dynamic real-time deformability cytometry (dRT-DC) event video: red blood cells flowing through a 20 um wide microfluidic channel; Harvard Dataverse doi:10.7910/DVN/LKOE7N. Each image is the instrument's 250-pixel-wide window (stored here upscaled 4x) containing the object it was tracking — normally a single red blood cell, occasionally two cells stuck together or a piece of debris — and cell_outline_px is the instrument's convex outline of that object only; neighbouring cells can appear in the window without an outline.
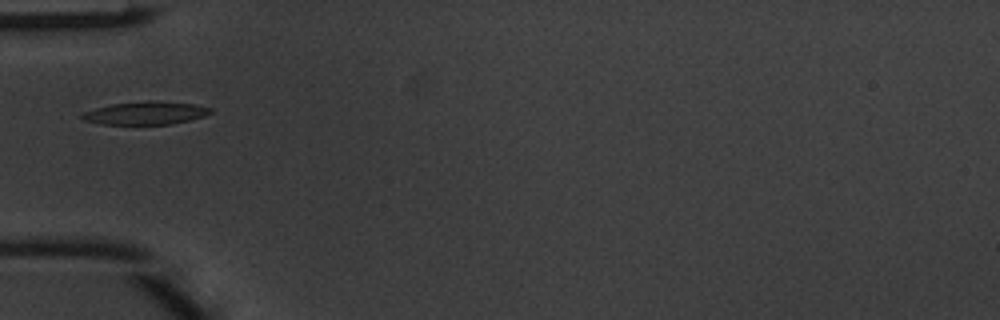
{"species": "common noctule bat (a hibernating species)", "species_latin": "Nyctalus noctula", "temperature_condition": "warm", "stored_images_in_passage": 33, "camera_frame_rate_fps": 3000, "um_per_image_px": 0.085, "animal": {"sex": "male", "body_mass_g": 20.1, "forearm_length_mm": 53.5}, "frame": {"image": 1, "passage_image": 1, "time_ms": 0.0, "image_size_px": [1000, 320], "cell_outline_px": [[212, 112], [204, 116], [188, 120], [168, 124], [104, 124], [84, 120], [80, 116], [84, 112], [96, 108], [112, 104], [144, 100], [160, 100], [196, 104], [212, 108]], "centroid_in_image_um": [12.41, 9.58], "position_along_channel_um": 72.6, "area_um2": 17.22}}
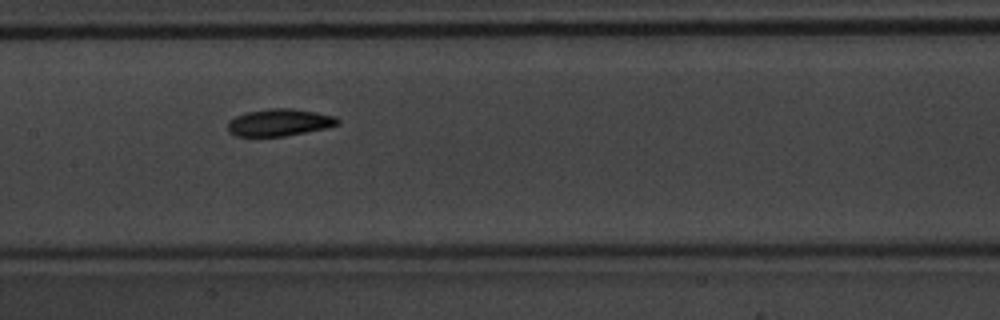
{"frame": {"image": 2, "passage_image": 9, "time_ms": 2.667, "image_size_px": [1000, 320], "cell_outline_px": [[340, 124], [324, 128], [284, 136], [236, 136], [228, 132], [228, 120], [236, 116], [248, 112], [272, 108], [292, 108], [316, 112], [336, 116], [340, 120]], "centroid_in_image_um": [23.75, 10.4], "position_along_channel_um": 183.7, "area_um2": 17.28}}
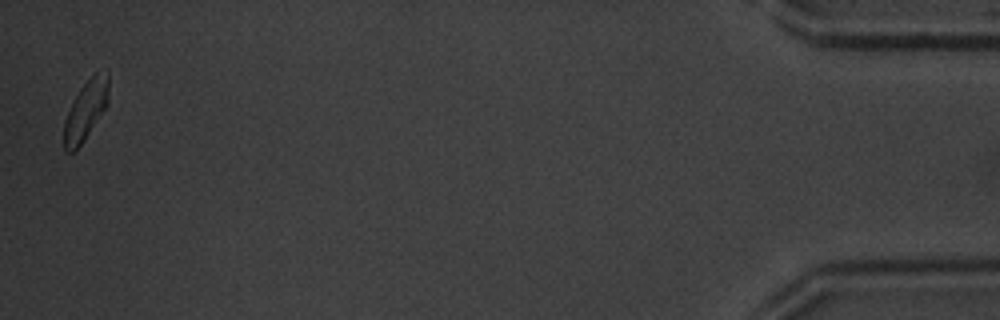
{"frame": {"image": 3, "passage_image": 33, "time_ms": 10.667, "image_size_px": [1000, 320], "cell_outline_px": [[108, 104], [84, 140], [72, 152], [64, 152], [64, 120], [80, 88], [96, 72], [108, 68]], "centroid_in_image_um": [7.3, 9.35], "position_along_channel_um": 427.9, "area_um2": 15.26}, "authors_computed_cell_mechanics": {"area_um2": 16.8198, "velocity_mm_per_s": 4.1406, "shape_relaxation_time_tau1_ms": 2.4897, "shape_relaxation_time_tau2_ms": 5.5934, "deformation_change_tau1": 0.1201, "deformation_change_tau2": 0.1022}}